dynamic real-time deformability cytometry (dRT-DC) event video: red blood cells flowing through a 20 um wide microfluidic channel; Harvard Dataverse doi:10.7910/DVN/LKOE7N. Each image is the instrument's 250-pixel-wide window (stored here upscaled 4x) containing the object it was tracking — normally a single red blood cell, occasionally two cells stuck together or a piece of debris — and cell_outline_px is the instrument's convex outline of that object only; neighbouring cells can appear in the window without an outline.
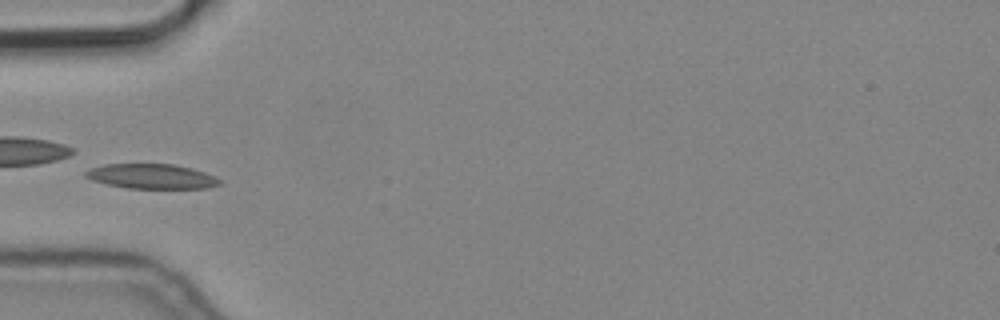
{"species": "common noctule bat (a hibernating species)", "species_latin": "Nyctalus noctula", "temperature_condition": "cold", "stored_images_in_passage": 7, "camera_frame_rate_fps": 3000, "um_per_image_px": 0.085, "animal": {"sex": "male", "body_mass_g": 19.2, "forearm_length_mm": 51.8}, "frame": {"image": 1, "passage_image": 6, "time_ms": 1.667, "image_size_px": [1000, 320], "cell_outline_px": [[220, 184], [208, 188], [128, 188], [108, 184], [92, 180], [84, 176], [84, 172], [92, 168], [104, 164], [172, 164], [192, 168], [204, 172], [220, 180]], "centroid_in_image_um": [12.86, 14.98], "position_along_channel_um": 72.1, "area_um2": 19.13}}
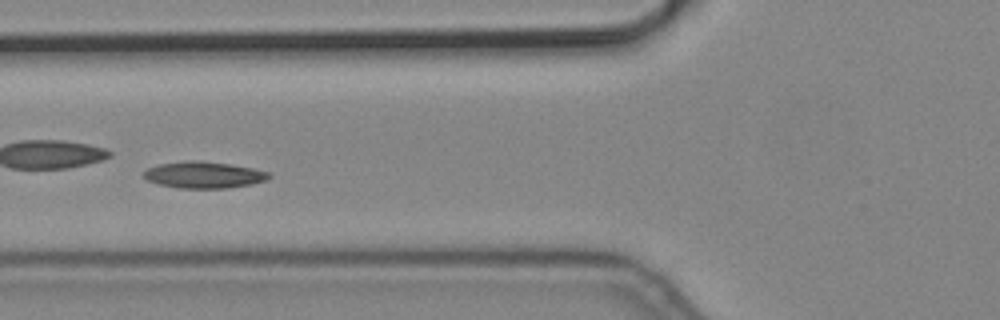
{"frame": {"image": 2, "passage_image": 7, "time_ms": 2.0, "image_size_px": [1000, 320], "cell_outline_px": [[272, 176], [268, 180], [252, 184], [224, 188], [180, 188], [160, 184], [148, 180], [144, 176], [144, 172], [148, 168], [160, 164], [192, 160], [200, 160], [228, 164], [252, 168], [272, 172]], "centroid_in_image_um": [17.39, 14.86], "position_along_channel_um": 108.4, "area_um2": 19.25}}